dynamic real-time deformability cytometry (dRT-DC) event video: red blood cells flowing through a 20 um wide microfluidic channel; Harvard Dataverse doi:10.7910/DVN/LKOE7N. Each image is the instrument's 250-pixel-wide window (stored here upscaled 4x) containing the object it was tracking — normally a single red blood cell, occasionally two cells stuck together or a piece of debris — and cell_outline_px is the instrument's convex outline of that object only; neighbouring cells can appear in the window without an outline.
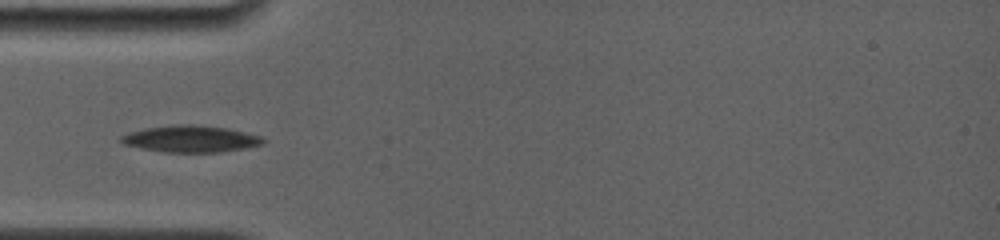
{"species": "common noctule bat (a hibernating species)", "species_latin": "Nyctalus noctula", "temperature_condition": "room temperature", "stored_images_in_passage": 13, "camera_frame_rate_fps": 4000, "um_per_image_px": 0.085, "animal": {"sex": "female", "body_mass_g": 19.0, "forearm_length_mm": 56.7}, "frame": {"image": 1, "passage_image": 3, "time_ms": 1.25, "image_size_px": [1000, 240], "cell_outline_px": [[268, 140], [264, 144], [244, 148], [220, 152], [164, 152], [140, 148], [124, 144], [120, 140], [120, 136], [128, 132], [144, 128], [176, 124], [192, 124], [228, 128], [260, 136]], "centroid_in_image_um": [16.21, 11.8], "position_along_channel_um": 68.8, "area_um2": 22.2}}
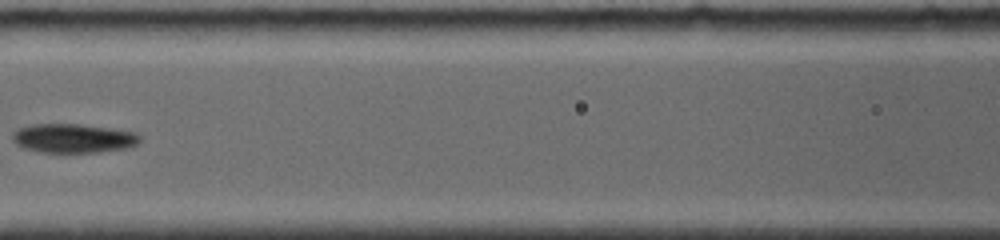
{"frame": {"image": 2, "passage_image": 7, "time_ms": 3.75, "image_size_px": [1000, 240], "cell_outline_px": [[140, 140], [136, 144], [128, 148], [100, 152], [40, 152], [24, 148], [16, 144], [12, 140], [12, 132], [20, 128], [32, 124], [80, 124], [112, 128], [136, 132], [140, 136]], "centroid_in_image_um": [6.23, 11.75], "position_along_channel_um": 160.4, "area_um2": 21.68}}
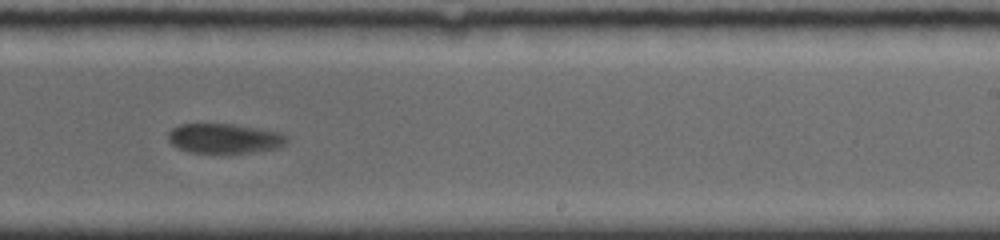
{"frame": {"image": 3, "passage_image": 12, "time_ms": 6.75, "image_size_px": [1000, 240], "cell_outline_px": [[288, 140], [280, 148], [252, 152], [188, 152], [172, 144], [168, 140], [168, 132], [172, 128], [180, 124], [232, 124], [280, 132], [288, 136]], "centroid_in_image_um": [19.09, 11.76], "position_along_channel_um": 269.9, "area_um2": 20.4}}